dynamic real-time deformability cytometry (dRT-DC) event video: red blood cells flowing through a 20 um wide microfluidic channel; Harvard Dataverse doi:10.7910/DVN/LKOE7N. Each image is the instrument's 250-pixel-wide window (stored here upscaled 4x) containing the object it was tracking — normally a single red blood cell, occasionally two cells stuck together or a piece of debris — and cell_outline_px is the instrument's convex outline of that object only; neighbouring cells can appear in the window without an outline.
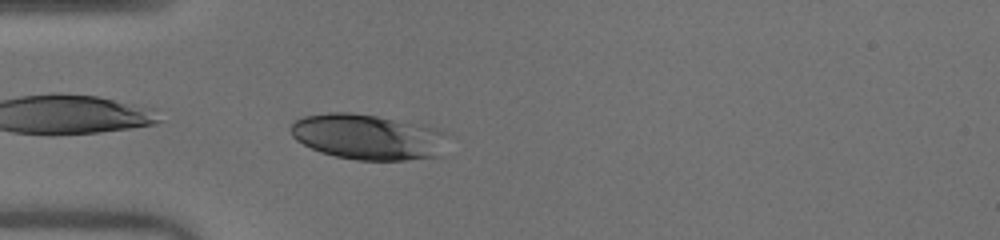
{"species": "human", "species_latin": "Homo sapiens", "temperature_condition": "warm", "stored_images_in_passage": 38, "camera_frame_rate_fps": 3000, "um_per_image_px": 0.085, "donor": {"sex": "male"}, "frame": {"image": 1, "passage_image": 2, "time_ms": 0.333, "image_size_px": [1000, 240], "cell_outline_px": [[440, 156], [404, 160], [356, 160], [336, 156], [320, 152], [296, 140], [292, 136], [288, 128], [296, 120], [304, 116], [328, 112], [352, 112], [376, 116], [412, 124]], "centroid_in_image_um": [30.71, 11.64], "position_along_channel_um": 54.3, "area_um2": 37.86}}
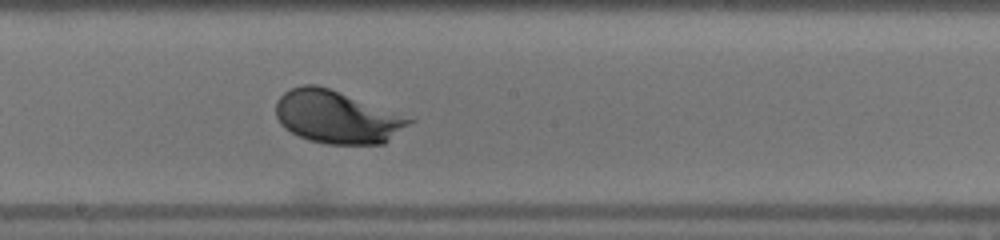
{"frame": {"image": 2, "passage_image": 15, "time_ms": 4.667, "image_size_px": [1000, 240], "cell_outline_px": [[416, 120], [384, 144], [324, 144], [308, 140], [284, 128], [280, 124], [276, 116], [276, 100], [284, 92], [292, 88], [304, 84], [316, 84], [416, 116]], "centroid_in_image_um": [28.73, 9.94], "position_along_channel_um": 219.5, "area_um2": 41.96}}
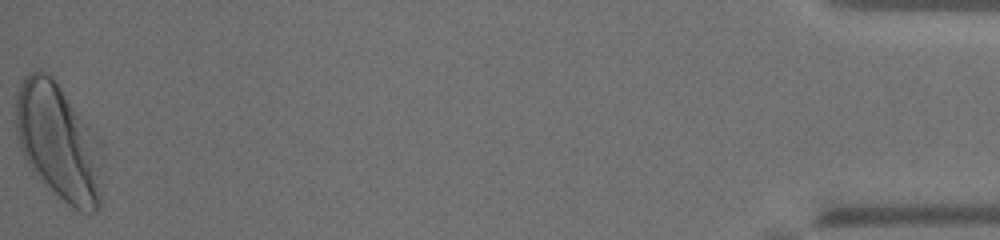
{"frame": {"image": 3, "passage_image": 38, "time_ms": 12.333, "image_size_px": [1000, 240], "cell_outline_px": [[100, 208], [92, 212], [80, 212], [68, 204], [40, 180], [24, 156], [20, 148], [16, 136], [16, 92], [24, 76], [32, 72], [48, 72], [52, 76], [88, 124], [96, 136], [100, 144]], "centroid_in_image_um": [4.95, 12.06], "position_along_channel_um": 430.3, "area_um2": 58.15}, "authors_computed_cell_mechanics": {"area_um2": 41.4137, "velocity_mm_per_s": 4.023, "shape_relaxation_time_tau1_ms": 1.3143, "shape_relaxation_time_tau2_ms": null, "deformation_change_tau1": 0.1414, "deformation_change_tau2": null}}